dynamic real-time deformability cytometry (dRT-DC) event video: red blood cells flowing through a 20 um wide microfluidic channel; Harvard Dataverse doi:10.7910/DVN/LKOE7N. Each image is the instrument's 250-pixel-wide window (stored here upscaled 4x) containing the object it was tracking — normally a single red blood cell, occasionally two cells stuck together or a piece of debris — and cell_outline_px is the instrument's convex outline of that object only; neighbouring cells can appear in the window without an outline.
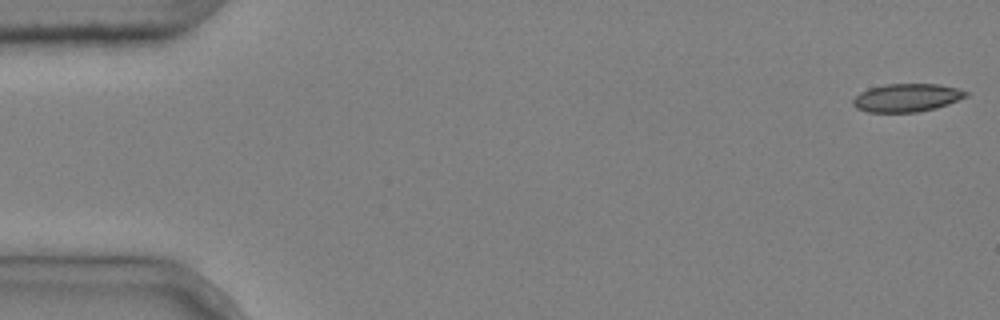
{"species": "common noctule bat (a hibernating species)", "species_latin": "Nyctalus noctula", "temperature_condition": "cold", "stored_images_in_passage": 10, "camera_frame_rate_fps": 3000, "um_per_image_px": 0.085, "animal": {"sex": "male", "body_mass_g": 20.4}, "frame": {"image": 1, "passage_image": 1, "time_ms": 0.0, "image_size_px": [1000, 320], "cell_outline_px": [[968, 96], [948, 104], [936, 108], [916, 112], [868, 112], [856, 108], [852, 104], [852, 100], [860, 92], [868, 88], [884, 84], [940, 84], [956, 88], [968, 92]], "centroid_in_image_um": [77.06, 8.3], "position_along_channel_um": 7.9, "area_um2": 18.55}}
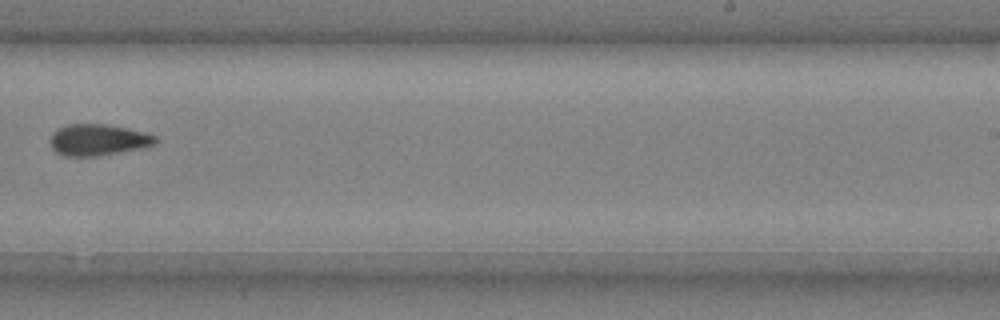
{"frame": {"image": 2, "passage_image": 9, "time_ms": 2.667, "image_size_px": [1000, 320], "cell_outline_px": [[156, 144], [144, 148], [96, 156], [64, 156], [56, 152], [52, 148], [52, 132], [68, 124], [104, 124], [128, 128], [148, 132], [156, 136]], "centroid_in_image_um": [8.39, 11.89], "position_along_channel_um": 280.6, "area_um2": 19.25}}
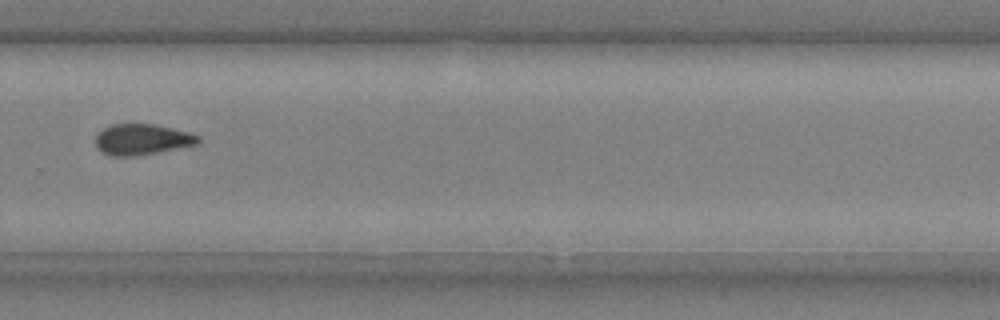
{"frame": {"image": 3, "passage_image": 10, "time_ms": 3.0, "image_size_px": [1000, 320], "cell_outline_px": [[200, 144], [156, 152], [132, 156], [112, 156], [104, 152], [96, 144], [96, 136], [104, 128], [112, 124], [156, 124], [188, 132], [200, 136]], "centroid_in_image_um": [12.12, 11.84], "position_along_channel_um": 317.7, "area_um2": 18.21}}